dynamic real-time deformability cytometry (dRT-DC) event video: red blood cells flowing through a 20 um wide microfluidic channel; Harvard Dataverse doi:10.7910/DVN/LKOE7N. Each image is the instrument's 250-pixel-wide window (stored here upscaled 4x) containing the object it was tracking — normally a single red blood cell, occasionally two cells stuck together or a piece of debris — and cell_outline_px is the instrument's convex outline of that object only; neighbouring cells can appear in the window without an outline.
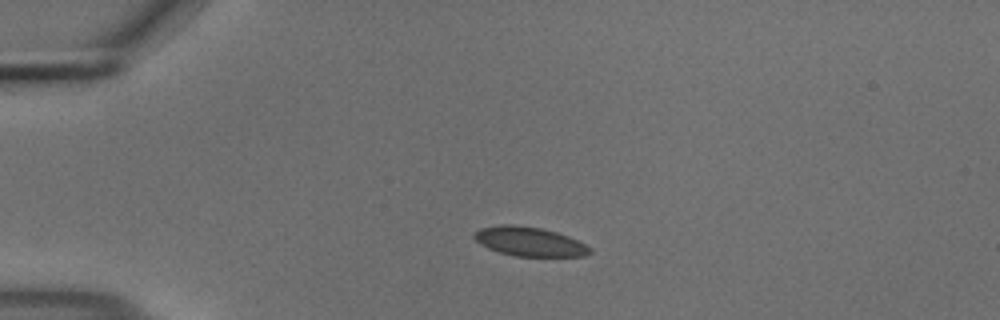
{"species": "common noctule bat (a hibernating species)", "species_latin": "Nyctalus noctula", "temperature_condition": "cold", "stored_images_in_passage": 43, "camera_frame_rate_fps": 3000, "um_per_image_px": 0.085, "animal": {"sex": "male", "body_mass_g": 18.8}, "frame": {"image": 1, "passage_image": 1, "time_ms": 0.0, "image_size_px": [1000, 320], "cell_outline_px": [[592, 252], [584, 256], [516, 256], [500, 252], [488, 248], [480, 244], [472, 236], [480, 228], [500, 224], [516, 224], [540, 228], [556, 232], [568, 236], [592, 248]], "centroid_in_image_um": [44.99, 20.52], "position_along_channel_um": 40.0, "area_um2": 19.59}}
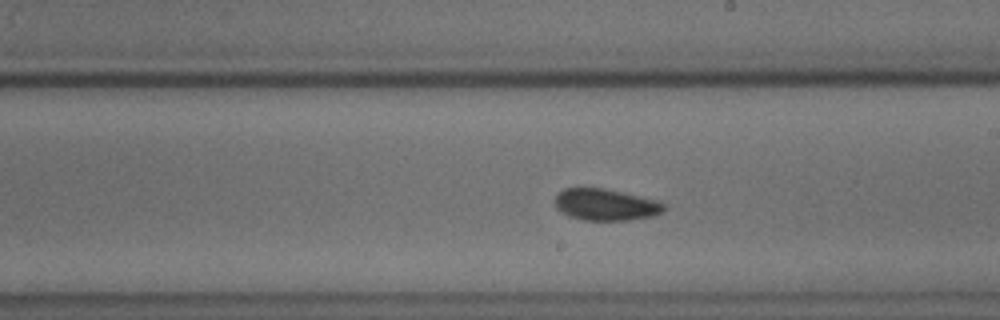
{"frame": {"image": 2, "passage_image": 20, "time_ms": 6.333, "image_size_px": [1000, 320], "cell_outline_px": [[664, 212], [652, 216], [628, 220], [584, 220], [572, 216], [556, 208], [556, 196], [564, 188], [604, 188], [656, 200], [664, 204]], "centroid_in_image_um": [51.5, 17.39], "position_along_channel_um": 237.5, "area_um2": 19.71}}
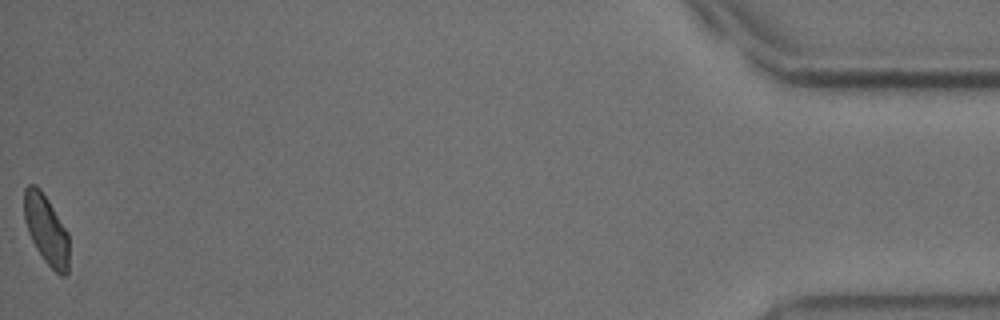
{"frame": {"image": 3, "passage_image": 43, "time_ms": 14.0, "image_size_px": [1000, 320], "cell_outline_px": [[68, 272], [64, 276], [60, 276], [44, 260], [36, 248], [28, 232], [24, 220], [24, 188], [28, 184], [36, 184], [40, 188], [48, 200], [68, 232]], "centroid_in_image_um": [3.92, 19.5], "position_along_channel_um": 431.3, "area_um2": 18.15}, "authors_computed_cell_mechanics": {"area_um2": 19.363, "velocity_mm_per_s": 3.6876, "shape_relaxation_time_tau1_ms": 4.7024, "shape_relaxation_time_tau2_ms": 2.8288, "deformation_change_tau1": 0.0742, "deformation_change_tau2": 0.0665}}